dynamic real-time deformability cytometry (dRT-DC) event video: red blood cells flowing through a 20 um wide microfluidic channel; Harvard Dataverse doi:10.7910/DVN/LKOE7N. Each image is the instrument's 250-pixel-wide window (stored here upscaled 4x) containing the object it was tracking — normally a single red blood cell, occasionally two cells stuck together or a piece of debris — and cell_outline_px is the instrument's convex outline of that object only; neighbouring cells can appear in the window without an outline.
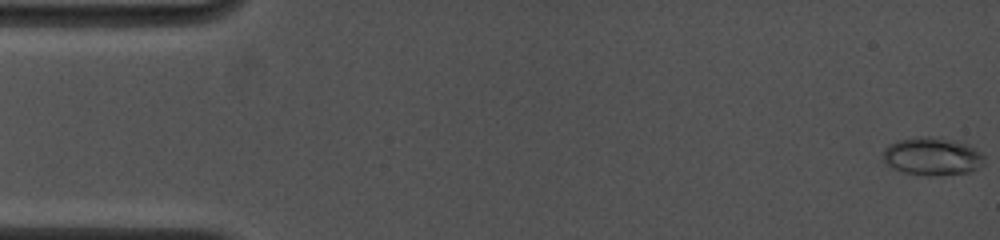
{"species": "common noctule bat (a hibernating species)", "species_latin": "Nyctalus noctula", "temperature_condition": "cold", "stored_images_in_passage": 40, "camera_frame_rate_fps": 4500, "um_per_image_px": 0.085, "animal": {"sex": "female", "body_mass_g": 19.0, "forearm_length_mm": 53.3}, "frame": {"image": 1, "passage_image": 1, "time_ms": 0.0, "image_size_px": [1000, 240], "cell_outline_px": [[984, 164], [968, 172], [936, 176], [928, 176], [904, 172], [892, 168], [880, 156], [884, 148], [888, 144], [896, 140], [916, 136], [936, 136], [968, 144], [980, 152], [984, 156]], "centroid_in_image_um": [79.2, 13.27], "position_along_channel_um": 5.8, "area_um2": 22.72}}
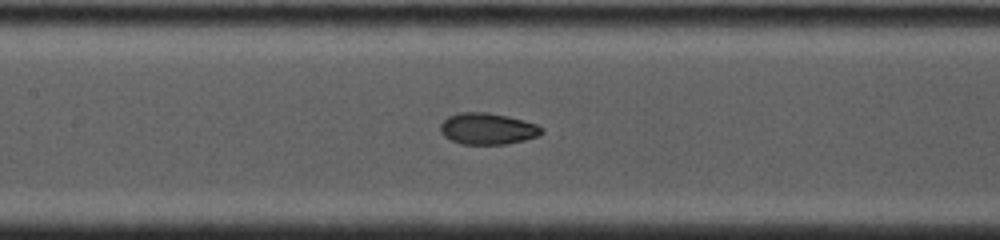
{"frame": {"image": 2, "passage_image": 27, "time_ms": 7.556, "image_size_px": [1000, 240], "cell_outline_px": [[544, 132], [540, 136], [508, 144], [460, 144], [444, 136], [440, 132], [440, 124], [448, 116], [460, 112], [488, 112], [508, 116], [524, 120], [536, 124], [544, 128]], "centroid_in_image_um": [41.47, 10.94], "position_along_channel_um": 165.9, "area_um2": 18.79}}
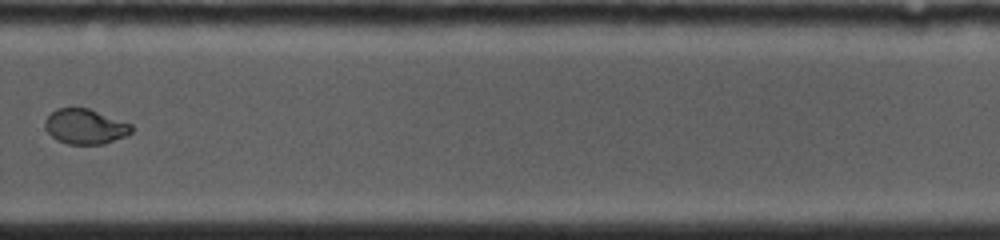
{"frame": {"image": 3, "passage_image": 40, "time_ms": 11.556, "image_size_px": [1000, 240], "cell_outline_px": [[132, 132], [128, 136], [104, 144], [68, 144], [56, 140], [48, 132], [44, 124], [44, 120], [56, 108], [88, 108], [132, 124]], "centroid_in_image_um": [7.26, 10.76], "position_along_channel_um": 322.5, "area_um2": 17.74}}